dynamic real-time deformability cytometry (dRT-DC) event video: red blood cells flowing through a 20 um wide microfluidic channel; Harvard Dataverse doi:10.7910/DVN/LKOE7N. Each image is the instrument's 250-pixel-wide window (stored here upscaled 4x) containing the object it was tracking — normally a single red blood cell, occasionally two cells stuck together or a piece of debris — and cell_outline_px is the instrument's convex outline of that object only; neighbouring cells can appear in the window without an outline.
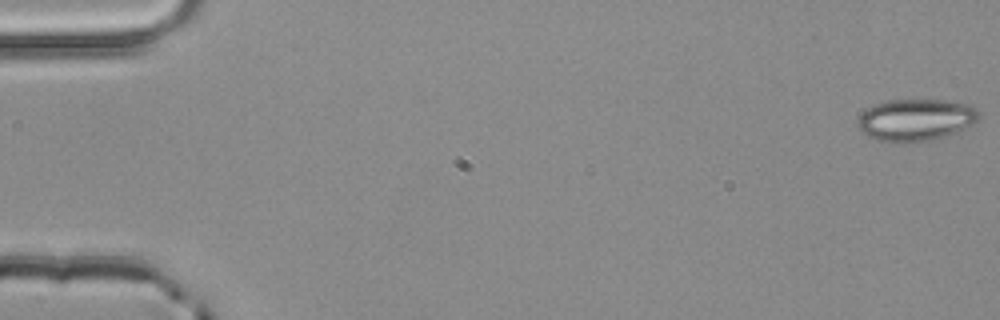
{"species": "common noctule bat (a hibernating species)", "species_latin": "Nyctalus noctula", "temperature_condition": "room temperature", "stored_images_in_passage": 4, "camera_frame_rate_fps": 3000, "um_per_image_px": 0.085, "animal": {"sex": "male", "body_mass_g": 20.4}, "frame": {"image": 1, "passage_image": 1, "time_ms": 0.0, "image_size_px": [1000, 320], "cell_outline_px": [[980, 116], [976, 124], [928, 140], [904, 144], [896, 144], [880, 140], [868, 136], [856, 124], [856, 120], [868, 108], [884, 100], [952, 100], [972, 104], [980, 112]], "centroid_in_image_um": [77.87, 10.17], "position_along_channel_um": 7.1, "area_um2": 29.82}}